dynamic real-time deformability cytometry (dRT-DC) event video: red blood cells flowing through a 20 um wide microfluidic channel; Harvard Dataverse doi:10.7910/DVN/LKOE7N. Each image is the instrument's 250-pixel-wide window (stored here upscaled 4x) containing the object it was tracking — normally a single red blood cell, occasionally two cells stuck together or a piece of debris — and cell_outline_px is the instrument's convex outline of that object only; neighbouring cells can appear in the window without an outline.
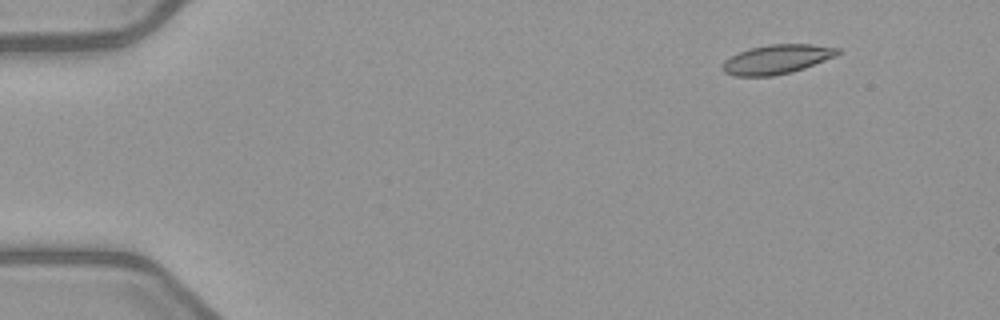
{"species": "common noctule bat (a hibernating species)", "species_latin": "Nyctalus noctula", "temperature_condition": "warm", "stored_images_in_passage": 5, "segment_of_instrument_passage": [1, 2], "camera_frame_rate_fps": 3000, "um_per_image_px": 0.085, "animal": {"sex": "female", "body_mass_g": 21.9}, "frame": {"image": 1, "passage_image": 1, "time_ms": 0.0, "image_size_px": [1000, 320], "cell_outline_px": [[840, 52], [836, 56], [804, 68], [792, 72], [772, 76], [736, 76], [724, 72], [720, 68], [720, 64], [724, 60], [740, 52], [752, 48], [768, 44], [812, 44], [840, 48]], "centroid_in_image_um": [66.02, 5.04], "position_along_channel_um": 19.0, "area_um2": 19.65}}
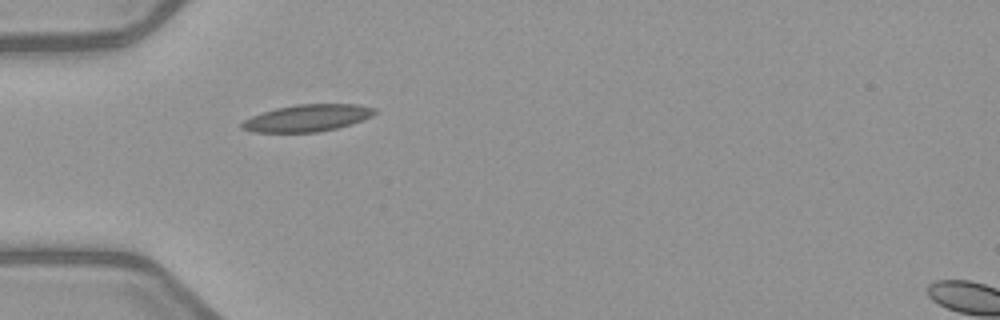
{"frame": {"image": 2, "passage_image": 4, "time_ms": 3.667, "image_size_px": [1000, 320], "cell_outline_px": [[376, 112], [372, 116], [352, 124], [336, 128], [316, 132], [252, 132], [240, 128], [240, 124], [244, 120], [252, 116], [276, 108], [296, 104], [360, 104], [376, 108]], "centroid_in_image_um": [26.14, 10.02], "position_along_channel_um": 58.9, "area_um2": 20.87}}